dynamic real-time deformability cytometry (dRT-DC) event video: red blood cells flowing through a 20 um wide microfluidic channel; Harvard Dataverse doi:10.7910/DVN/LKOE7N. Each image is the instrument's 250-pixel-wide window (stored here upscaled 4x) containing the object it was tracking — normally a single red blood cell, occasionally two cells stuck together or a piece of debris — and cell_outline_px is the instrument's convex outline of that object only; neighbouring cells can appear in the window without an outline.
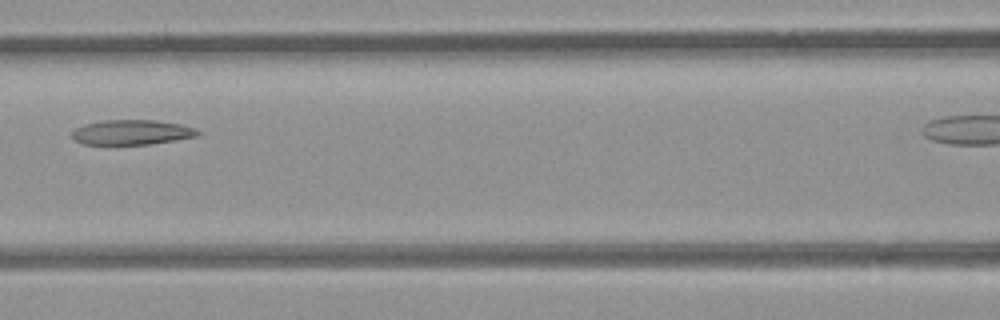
{"species": "common noctule bat (a hibernating species)", "species_latin": "Nyctalus noctula", "temperature_condition": "room temperature", "stored_images_in_passage": 7, "camera_frame_rate_fps": 3000, "um_per_image_px": 0.085, "animal": {"sex": "female", "body_mass_g": 21.9}, "frame": {"image": 1, "passage_image": 6, "time_ms": 5.667, "image_size_px": [1000, 320], "cell_outline_px": [[200, 132], [196, 136], [148, 144], [84, 144], [76, 140], [72, 136], [72, 132], [76, 128], [84, 124], [104, 120], [156, 120], [180, 124], [196, 128]], "centroid_in_image_um": [11.19, 11.23], "position_along_channel_um": 155.4, "area_um2": 17.98}}